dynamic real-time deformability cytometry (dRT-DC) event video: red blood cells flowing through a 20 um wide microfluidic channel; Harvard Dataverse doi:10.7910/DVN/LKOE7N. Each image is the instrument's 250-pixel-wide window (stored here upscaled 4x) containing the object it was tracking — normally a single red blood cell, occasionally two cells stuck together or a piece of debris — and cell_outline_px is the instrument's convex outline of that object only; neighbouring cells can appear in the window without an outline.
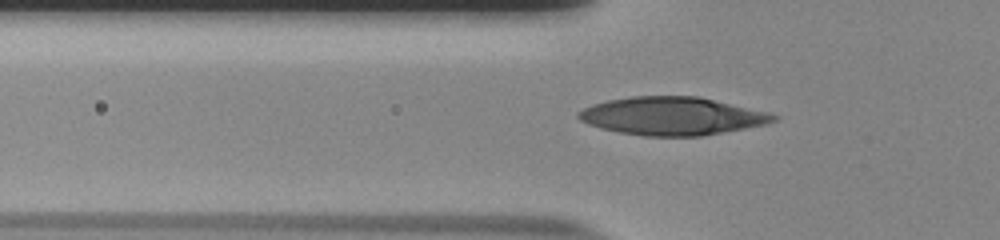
{"species": "human", "species_latin": "Homo sapiens", "temperature_condition": "room temperature", "stored_images_in_passage": 32, "camera_frame_rate_fps": 3000, "um_per_image_px": 0.085, "donor": {"sex": "male"}, "frame": {"image": 1, "passage_image": 2, "time_ms": 0.333, "image_size_px": [1000, 240], "cell_outline_px": [[780, 116], [776, 120], [768, 124], [700, 136], [644, 136], [620, 132], [600, 128], [588, 124], [580, 120], [576, 116], [576, 112], [592, 104], [608, 100], [632, 96], [700, 96], [768, 112]], "centroid_in_image_um": [57.13, 9.86], "position_along_channel_um": 68.7, "area_um2": 43.35}}
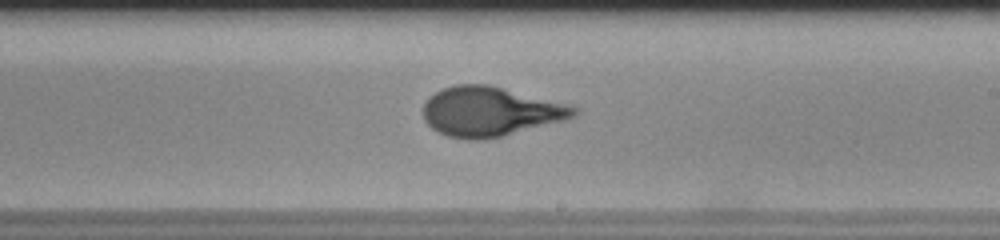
{"frame": {"image": 2, "passage_image": 16, "time_ms": 5.0, "image_size_px": [1000, 240], "cell_outline_px": [[580, 112], [576, 116], [564, 120], [500, 136], [480, 140], [468, 140], [448, 136], [432, 128], [424, 120], [424, 104], [436, 92], [444, 88], [456, 84], [488, 84], [572, 104]], "centroid_in_image_um": [41.71, 9.47], "position_along_channel_um": 247.3, "area_um2": 43.29}}
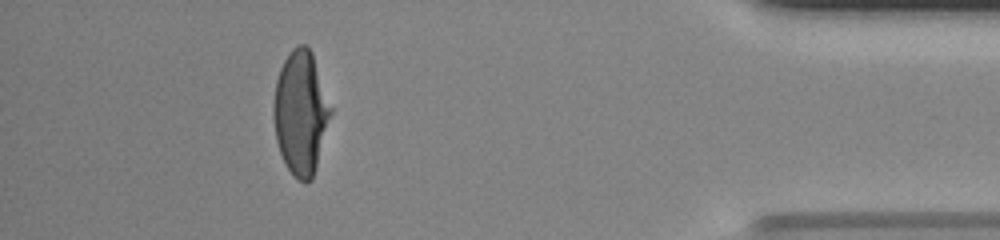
{"frame": {"image": 3, "passage_image": 32, "time_ms": 10.333, "image_size_px": [1000, 240], "cell_outline_px": [[332, 112], [316, 168], [312, 180], [304, 184], [288, 168], [280, 152], [276, 140], [272, 112], [272, 108], [276, 80], [280, 68], [284, 60], [292, 48], [296, 44], [308, 44], [312, 52], [332, 108]], "centroid_in_image_um": [25.56, 9.54], "position_along_channel_um": 409.6, "area_um2": 41.27}, "authors_computed_cell_mechanics": {"area_um2": 42.2807, "velocity_mm_per_s": 3.8609, "shape_relaxation_time_tau1_ms": 4.8477, "shape_relaxation_time_tau2_ms": null, "deformation_change_tau1": 0.2313, "deformation_change_tau2": null}}